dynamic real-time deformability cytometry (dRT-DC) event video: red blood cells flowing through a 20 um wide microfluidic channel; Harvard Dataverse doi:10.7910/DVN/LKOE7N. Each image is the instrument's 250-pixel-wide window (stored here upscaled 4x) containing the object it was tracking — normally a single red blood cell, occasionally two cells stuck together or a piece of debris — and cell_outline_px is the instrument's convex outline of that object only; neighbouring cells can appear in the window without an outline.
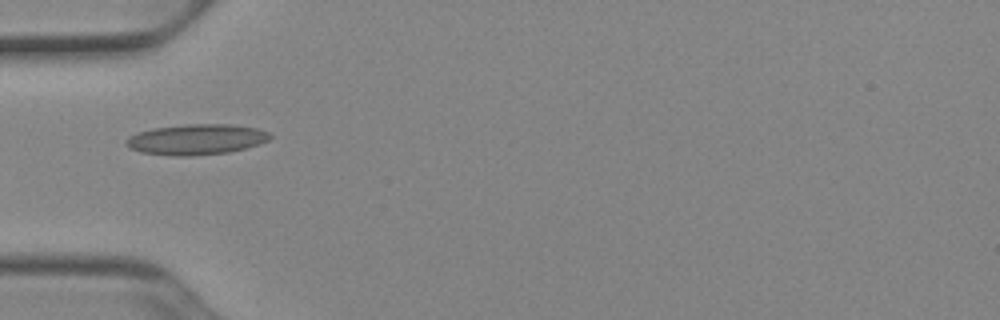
{"species": "Egyptian fruit bat (a non-hibernating species)", "species_latin": "Rousettus aegyptiacus", "temperature_condition": "cold", "stored_images_in_passage": 24, "camera_frame_rate_fps": 3000, "um_per_image_px": 0.085, "animal": {"sex": "female"}, "frame": {"image": 1, "passage_image": 1, "time_ms": 0.0, "image_size_px": [1000, 320], "cell_outline_px": [[272, 136], [268, 140], [260, 144], [248, 148], [228, 152], [192, 156], [172, 156], [140, 152], [124, 144], [124, 140], [128, 136], [136, 132], [152, 128], [188, 124], [228, 124], [256, 128], [268, 132]], "centroid_in_image_um": [16.66, 11.85], "position_along_channel_um": 68.3, "area_um2": 25.84}, "authors_computed_cell_mechanics": {"area_um2": 20.2589, "velocity_mm_per_s": 3.865, "shape_relaxation_time_tau1_ms": 2.1622, "shape_relaxation_time_tau2_ms": null, "deformation_change_tau1": 0.0883, "deformation_change_tau2": null}}